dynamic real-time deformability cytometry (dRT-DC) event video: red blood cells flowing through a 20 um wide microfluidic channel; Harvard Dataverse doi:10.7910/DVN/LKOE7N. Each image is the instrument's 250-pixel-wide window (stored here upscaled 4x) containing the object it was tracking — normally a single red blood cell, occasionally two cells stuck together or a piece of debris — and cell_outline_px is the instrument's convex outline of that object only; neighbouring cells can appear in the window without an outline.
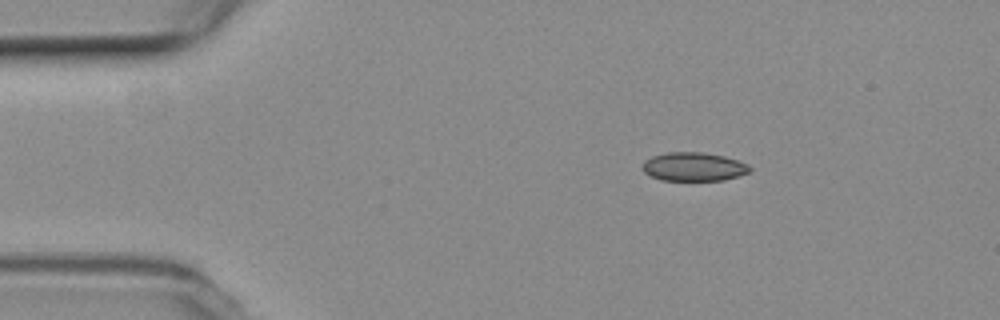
{"species": "common noctule bat (a hibernating species)", "species_latin": "Nyctalus noctula", "temperature_condition": "room temperature", "stored_images_in_passage": 54, "camera_frame_rate_fps": 3000, "um_per_image_px": 0.085, "animal": {"sex": "female", "body_mass_g": 19.3, "forearm_length_mm": 54.1}, "frame": {"image": 1, "passage_image": 8, "time_ms": 2.333, "image_size_px": [1000, 320], "cell_outline_px": [[752, 172], [724, 180], [660, 180], [644, 172], [644, 160], [652, 156], [668, 152], [704, 152], [724, 156], [748, 164], [752, 168]], "centroid_in_image_um": [59.0, 14.17], "position_along_channel_um": 26.0, "area_um2": 17.92}}
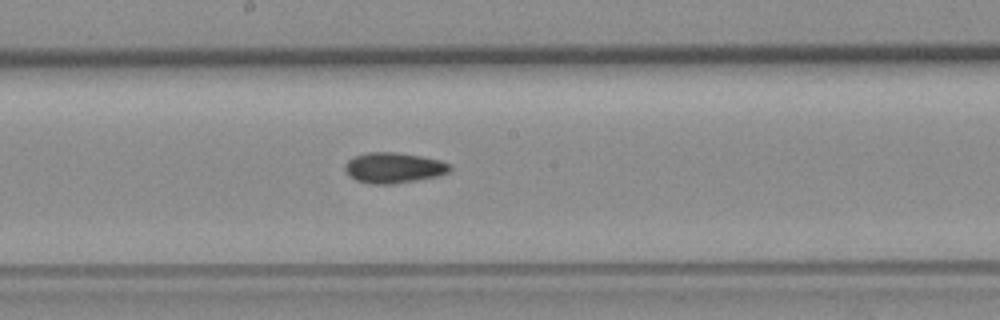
{"frame": {"image": 2, "passage_image": 28, "time_ms": 9.0, "image_size_px": [1000, 320], "cell_outline_px": [[452, 168], [448, 172], [436, 176], [416, 180], [392, 184], [372, 184], [356, 180], [348, 176], [344, 168], [344, 164], [348, 160], [356, 156], [368, 152], [396, 152], [420, 156], [440, 160], [452, 164]], "centroid_in_image_um": [33.45, 14.26], "position_along_channel_um": 214.7, "area_um2": 18.67}}
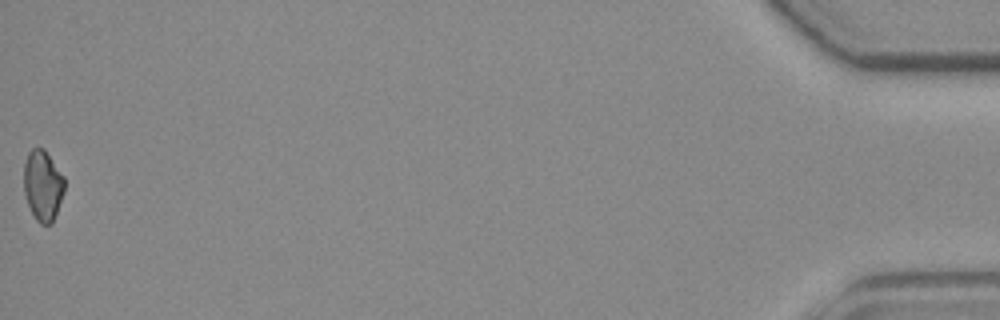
{"frame": {"image": 3, "passage_image": 54, "time_ms": 17.667, "image_size_px": [1000, 320], "cell_outline_px": [[64, 192], [52, 224], [40, 224], [36, 220], [28, 204], [24, 192], [24, 164], [28, 152], [32, 148], [44, 148], [64, 176]], "centroid_in_image_um": [3.64, 15.76], "position_along_channel_um": 431.6, "area_um2": 16.7}}